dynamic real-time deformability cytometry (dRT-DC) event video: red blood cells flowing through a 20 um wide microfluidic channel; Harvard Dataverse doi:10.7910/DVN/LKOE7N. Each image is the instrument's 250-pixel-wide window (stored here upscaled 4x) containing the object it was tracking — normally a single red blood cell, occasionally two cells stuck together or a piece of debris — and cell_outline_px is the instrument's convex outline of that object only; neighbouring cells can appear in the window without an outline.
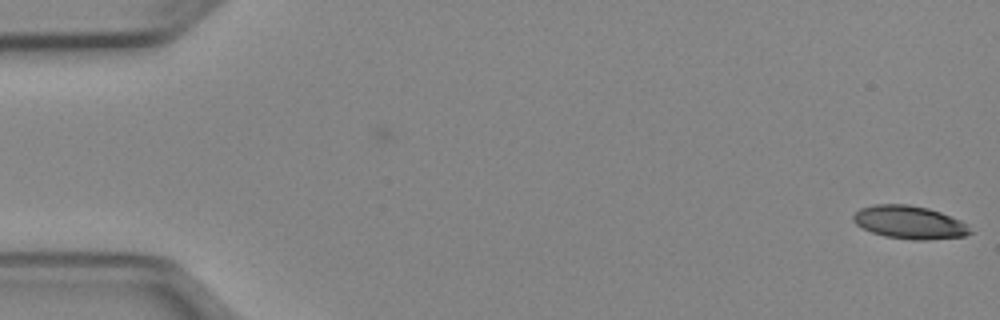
{"species": "Egyptian fruit bat (a non-hibernating species)", "species_latin": "Rousettus aegyptiacus", "temperature_condition": "cold", "stored_images_in_passage": 6, "camera_frame_rate_fps": 3000, "um_per_image_px": 0.085, "animal": {"sex": "female"}, "frame": {"image": 1, "passage_image": 6, "time_ms": 1.667, "image_size_px": [1000, 320], "cell_outline_px": [[972, 232], [964, 236], [928, 240], [912, 240], [884, 236], [872, 232], [856, 224], [852, 220], [852, 216], [860, 208], [872, 204], [908, 204], [928, 208], [940, 212], [960, 220], [968, 224]], "centroid_in_image_um": [77.3, 18.89], "position_along_channel_um": 7.7, "area_um2": 22.6}}